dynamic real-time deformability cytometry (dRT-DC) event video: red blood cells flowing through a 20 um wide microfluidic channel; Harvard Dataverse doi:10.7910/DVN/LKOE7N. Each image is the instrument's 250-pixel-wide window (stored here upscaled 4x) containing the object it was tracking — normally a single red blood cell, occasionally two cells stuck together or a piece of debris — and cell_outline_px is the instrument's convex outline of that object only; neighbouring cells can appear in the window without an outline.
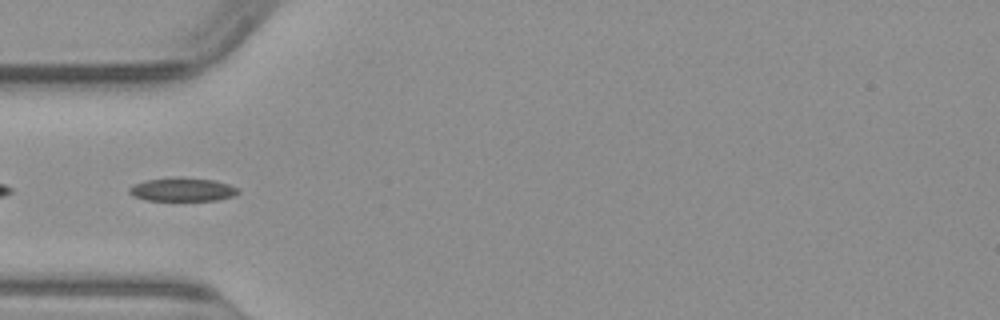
{"species": "common noctule bat (a hibernating species)", "species_latin": "Nyctalus noctula", "temperature_condition": "warm", "stored_images_in_passage": 40, "camera_frame_rate_fps": 3000, "um_per_image_px": 0.085, "animal": {"sex": "male", "body_mass_g": 23.1, "forearm_length_mm": 52.7}, "frame": {"image": 1, "passage_image": 6, "time_ms": 1.667, "image_size_px": [1000, 320], "cell_outline_px": [[240, 192], [232, 196], [216, 200], [148, 200], [136, 196], [128, 192], [128, 188], [136, 184], [148, 180], [176, 176], [212, 180], [228, 184], [236, 188]], "centroid_in_image_um": [15.51, 16.1], "position_along_channel_um": 69.5, "area_um2": 14.62}}
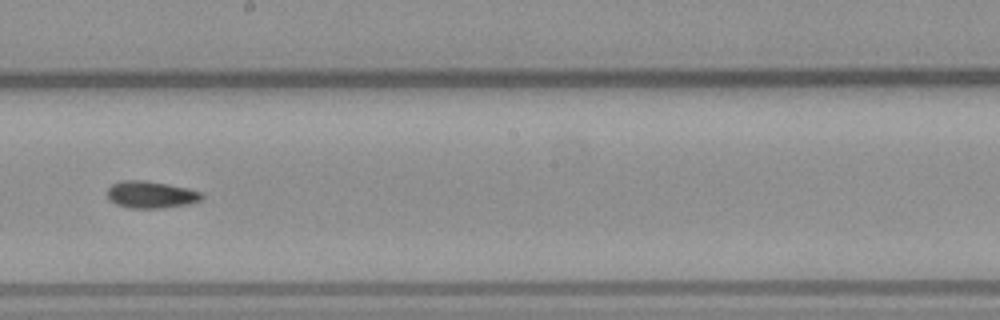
{"frame": {"image": 2, "passage_image": 18, "time_ms": 5.667, "image_size_px": [1000, 320], "cell_outline_px": [[204, 196], [200, 200], [188, 204], [164, 208], [128, 208], [116, 204], [108, 200], [108, 188], [112, 184], [124, 180], [140, 180], [168, 184], [188, 188], [200, 192]], "centroid_in_image_um": [12.81, 16.55], "position_along_channel_um": 235.4, "area_um2": 14.85}}
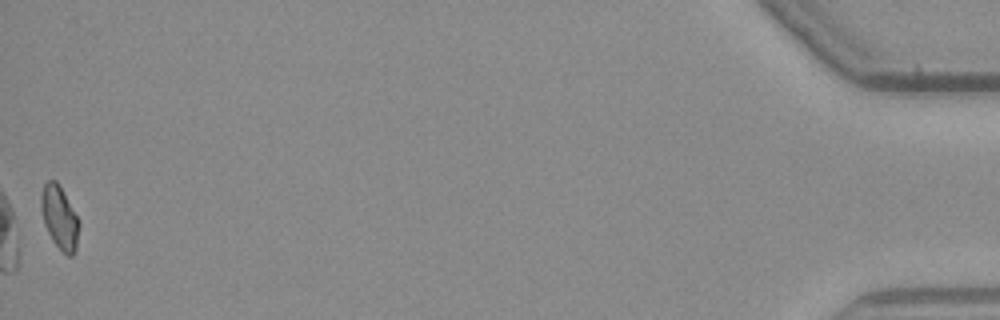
{"frame": {"image": 3, "passage_image": 40, "time_ms": 13.0, "image_size_px": [1000, 320], "cell_outline_px": [[80, 224], [76, 248], [72, 256], [68, 256], [52, 240], [44, 224], [40, 208], [40, 196], [44, 184], [48, 180], [56, 180], [80, 220]], "centroid_in_image_um": [5.06, 18.48], "position_along_channel_um": 430.1, "area_um2": 13.99}}